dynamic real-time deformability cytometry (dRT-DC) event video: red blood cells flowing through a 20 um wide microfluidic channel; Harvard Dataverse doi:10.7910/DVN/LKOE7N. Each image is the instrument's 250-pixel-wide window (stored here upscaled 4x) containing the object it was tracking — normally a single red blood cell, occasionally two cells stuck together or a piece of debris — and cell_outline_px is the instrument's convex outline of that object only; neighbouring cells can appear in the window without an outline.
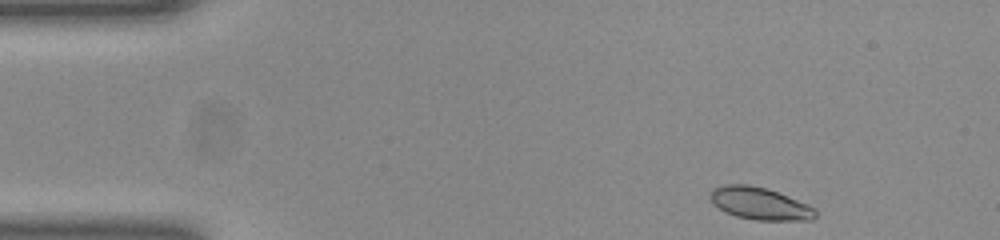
{"species": "common noctule bat (a hibernating species)", "species_latin": "Nyctalus noctula", "temperature_condition": "room temperature", "stored_images_in_passage": 47, "camera_frame_rate_fps": 3000, "um_per_image_px": 0.085, "animal": {"sex": "female", "body_mass_g": 23.0, "forearm_length_mm": 53.4}, "frame": {"image": 1, "passage_image": 1, "time_ms": 0.0, "image_size_px": [1000, 240], "cell_outline_px": [[816, 216], [812, 220], [756, 220], [736, 216], [712, 204], [708, 196], [716, 188], [724, 184], [748, 184], [764, 188], [776, 192], [808, 204], [816, 208]], "centroid_in_image_um": [64.59, 17.3], "position_along_channel_um": 20.4, "area_um2": 19.59}}
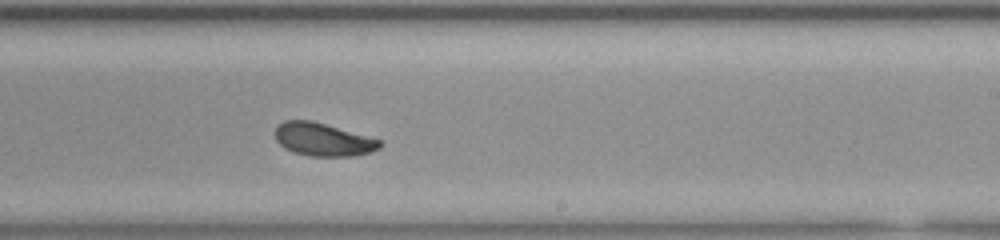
{"frame": {"image": 2, "passage_image": 26, "time_ms": 8.333, "image_size_px": [1000, 240], "cell_outline_px": [[384, 144], [380, 148], [372, 152], [352, 156], [312, 156], [292, 152], [284, 148], [276, 140], [276, 128], [284, 120], [312, 120], [380, 140]], "centroid_in_image_um": [27.46, 11.86], "position_along_channel_um": 261.5, "area_um2": 20.06}}
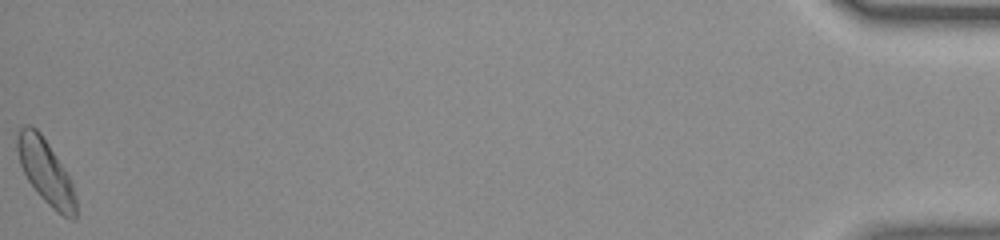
{"frame": {"image": 3, "passage_image": 47, "time_ms": 15.333, "image_size_px": [1000, 240], "cell_outline_px": [[76, 220], [72, 220], [56, 212], [40, 196], [28, 180], [20, 164], [16, 148], [16, 136], [20, 128], [24, 124], [28, 124], [36, 128], [40, 132], [48, 144], [68, 176], [72, 184], [76, 200]], "centroid_in_image_um": [3.86, 14.59], "position_along_channel_um": 431.3, "area_um2": 21.73}, "authors_computed_cell_mechanics": {"area_um2": 20.4034, "velocity_mm_per_s": 3.9029, "shape_relaxation_time_tau1_ms": 6.2608, "shape_relaxation_time_tau2_ms": 3.9727, "deformation_change_tau1": 0.2, "deformation_change_tau2": 0.0766}}